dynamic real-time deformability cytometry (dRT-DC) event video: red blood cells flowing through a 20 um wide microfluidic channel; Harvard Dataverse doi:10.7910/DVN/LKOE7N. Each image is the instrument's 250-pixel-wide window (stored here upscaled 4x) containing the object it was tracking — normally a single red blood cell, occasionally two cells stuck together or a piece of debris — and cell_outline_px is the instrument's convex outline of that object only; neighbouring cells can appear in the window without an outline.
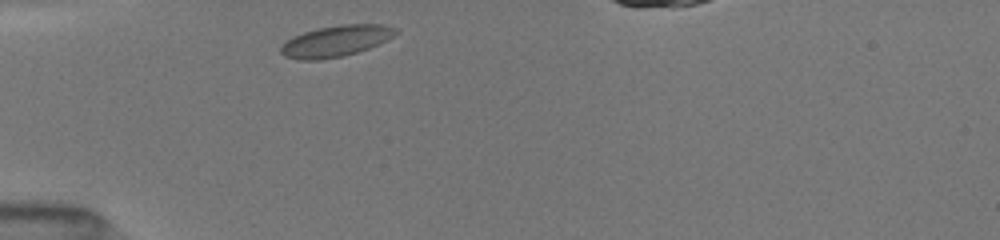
{"species": "common noctule bat (a hibernating species)", "species_latin": "Nyctalus noctula", "temperature_condition": "room temperature", "stored_images_in_passage": 31, "camera_frame_rate_fps": 3000, "um_per_image_px": 0.085, "animal": {"sex": "female", "body_mass_g": 19.5, "forearm_length_mm": 54.1}, "frame": {"image": 1, "passage_image": 1, "time_ms": 0.0, "image_size_px": [1000, 240], "cell_outline_px": [[396, 32], [388, 40], [368, 48], [344, 56], [320, 60], [300, 60], [284, 56], [280, 52], [280, 48], [292, 36], [316, 28], [340, 24], [380, 24], [396, 28]], "centroid_in_image_um": [28.52, 3.49], "position_along_channel_um": 56.5, "area_um2": 20.81}}
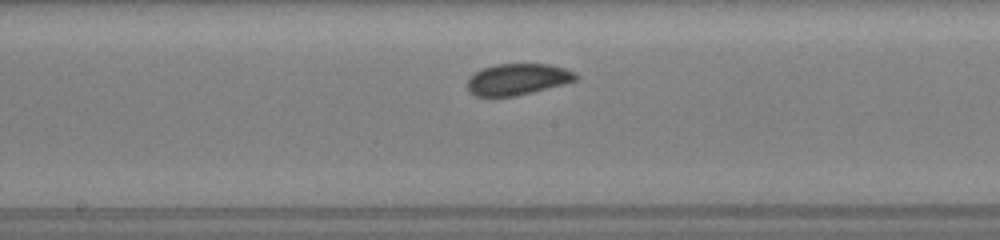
{"frame": {"image": 2, "passage_image": 13, "time_ms": 4.0, "image_size_px": [1000, 240], "cell_outline_px": [[576, 80], [564, 84], [532, 92], [512, 96], [476, 96], [468, 92], [464, 84], [468, 76], [484, 68], [496, 64], [548, 64], [564, 68], [576, 72]], "centroid_in_image_um": [43.93, 6.74], "position_along_channel_um": 204.3, "area_um2": 19.88}}
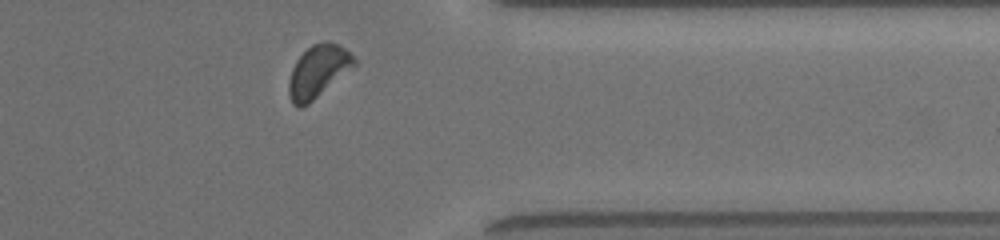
{"frame": {"image": 3, "passage_image": 27, "time_ms": 8.667, "image_size_px": [1000, 240], "cell_outline_px": [[356, 64], [308, 104], [300, 108], [292, 104], [288, 92], [288, 80], [292, 68], [296, 60], [312, 44], [324, 40], [328, 40], [344, 48], [356, 60]], "centroid_in_image_um": [26.99, 6.06], "position_along_channel_um": 384.4, "area_um2": 19.65}, "authors_computed_cell_mechanics": {"area_um2": 19.8832, "velocity_mm_per_s": 4.0015, "shape_relaxation_time_tau1_ms": 0.9872, "shape_relaxation_time_tau2_ms": null, "deformation_change_tau1": 0.043, "deformation_change_tau2": null}}